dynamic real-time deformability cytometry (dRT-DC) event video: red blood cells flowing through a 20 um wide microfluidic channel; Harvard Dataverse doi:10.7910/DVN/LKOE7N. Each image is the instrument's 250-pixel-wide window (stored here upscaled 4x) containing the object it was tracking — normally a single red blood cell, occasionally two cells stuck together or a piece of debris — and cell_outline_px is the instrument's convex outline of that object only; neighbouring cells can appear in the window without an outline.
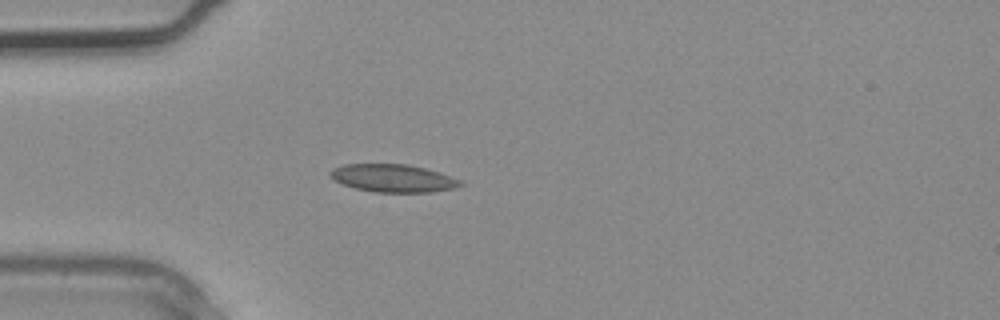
{"species": "common noctule bat (a hibernating species)", "species_latin": "Nyctalus noctula", "temperature_condition": "warm", "stored_images_in_passage": 1, "camera_frame_rate_fps": 3000, "um_per_image_px": 0.085, "animal": {"sex": "male", "body_mass_g": 20.4}, "frame": {"image": 1, "passage_image": 1, "time_ms": 0.0, "image_size_px": [1000, 320], "cell_outline_px": [[464, 184], [452, 188], [432, 192], [376, 192], [356, 188], [344, 184], [328, 176], [328, 172], [332, 168], [344, 164], [408, 164], [440, 172], [460, 180]], "centroid_in_image_um": [33.39, 15.13], "position_along_channel_um": 51.6, "area_um2": 20.98}}